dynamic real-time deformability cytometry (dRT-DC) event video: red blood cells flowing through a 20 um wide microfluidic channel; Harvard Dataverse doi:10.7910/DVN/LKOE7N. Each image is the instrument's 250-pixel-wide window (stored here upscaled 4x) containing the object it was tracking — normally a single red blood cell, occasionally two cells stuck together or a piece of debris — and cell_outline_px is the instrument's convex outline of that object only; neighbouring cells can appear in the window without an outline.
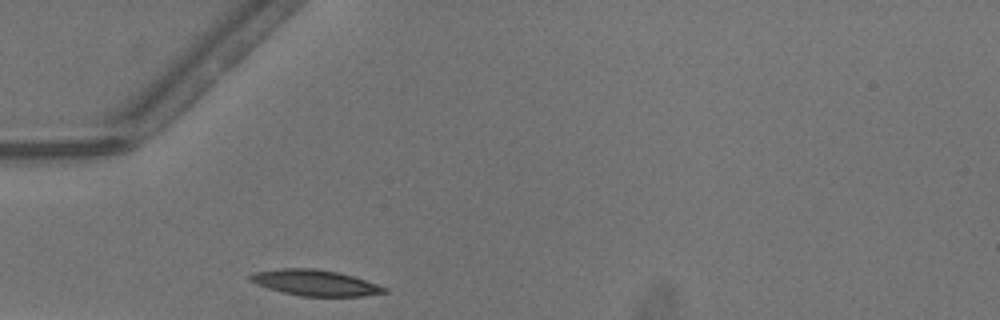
{"species": "common noctule bat (a hibernating species)", "species_latin": "Nyctalus noctula", "temperature_condition": "warm", "stored_images_in_passage": 21, "camera_frame_rate_fps": 3000, "um_per_image_px": 0.085, "animal": {"sex": "male", "body_mass_g": 13.3}, "frame": {"image": 1, "passage_image": 1, "time_ms": 0.0, "image_size_px": [1000, 320], "cell_outline_px": [[388, 292], [364, 296], [300, 296], [268, 288], [256, 284], [248, 280], [248, 276], [252, 272], [280, 268], [316, 268], [336, 272], [352, 276], [388, 288]], "centroid_in_image_um": [26.74, 24.03], "position_along_channel_um": 58.3, "area_um2": 20.17}}
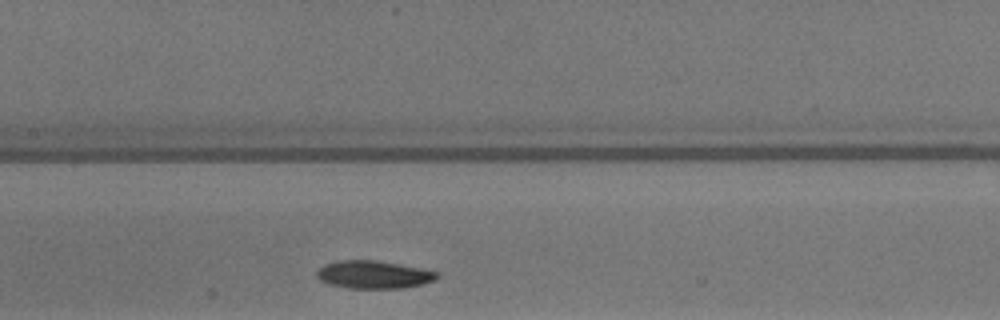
{"frame": {"image": 2, "passage_image": 10, "time_ms": 3.0, "image_size_px": [1000, 320], "cell_outline_px": [[440, 276], [436, 280], [424, 284], [400, 288], [348, 288], [328, 284], [320, 280], [316, 276], [316, 272], [324, 264], [340, 260], [376, 260], [420, 268], [440, 272]], "centroid_in_image_um": [31.78, 23.34], "position_along_channel_um": 175.6, "area_um2": 19.59}}
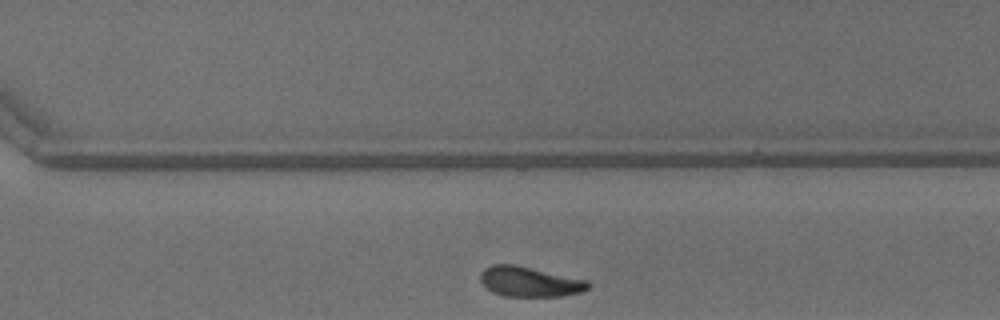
{"frame": {"image": 3, "passage_image": 21, "time_ms": 6.667, "image_size_px": [1000, 320], "cell_outline_px": [[592, 284], [588, 288], [580, 292], [560, 296], [504, 296], [492, 292], [480, 280], [480, 272], [484, 268], [492, 264], [516, 264], [588, 280]], "centroid_in_image_um": [45.02, 23.93], "position_along_channel_um": 325.6, "area_um2": 18.96}}